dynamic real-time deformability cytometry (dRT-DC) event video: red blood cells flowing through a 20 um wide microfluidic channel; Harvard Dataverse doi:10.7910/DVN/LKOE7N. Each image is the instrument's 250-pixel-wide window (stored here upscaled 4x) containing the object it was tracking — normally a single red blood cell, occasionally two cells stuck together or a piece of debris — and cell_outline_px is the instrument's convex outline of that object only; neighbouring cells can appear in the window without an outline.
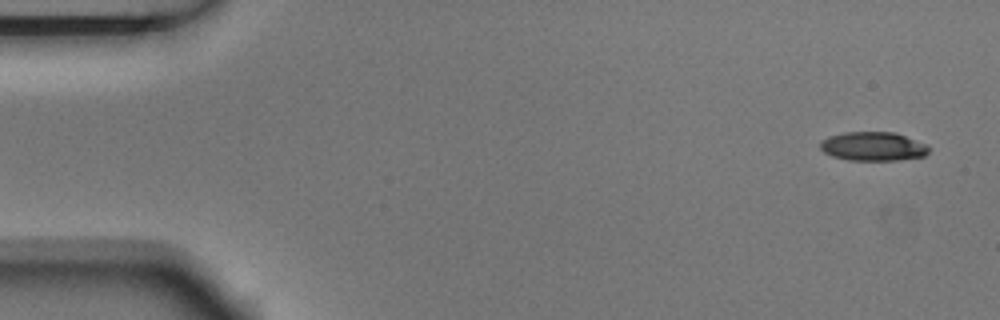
{"species": "Egyptian fruit bat (a non-hibernating species)", "species_latin": "Rousettus aegyptiacus", "temperature_condition": "room temperature", "stored_images_in_passage": 5, "camera_frame_rate_fps": 3000, "um_per_image_px": 0.085, "animal": {"sex": "male"}, "frame": {"image": 1, "passage_image": 1, "time_ms": 0.0, "image_size_px": [1000, 320], "cell_outline_px": [[928, 152], [924, 156], [900, 160], [848, 160], [832, 156], [824, 152], [820, 148], [820, 140], [828, 136], [844, 132], [896, 132], [928, 144]], "centroid_in_image_um": [74.21, 12.43], "position_along_channel_um": 10.8, "area_um2": 18.5}}
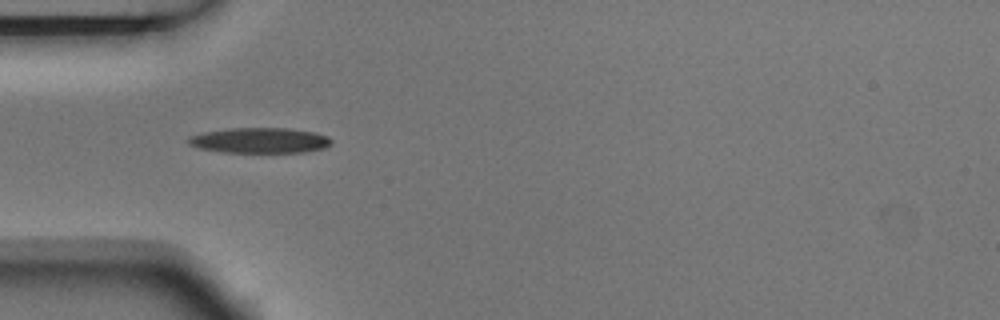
{"frame": {"image": 2, "passage_image": 5, "time_ms": 1.333, "image_size_px": [1000, 320], "cell_outline_px": [[332, 144], [324, 148], [304, 152], [224, 152], [200, 148], [188, 144], [188, 140], [192, 136], [204, 132], [232, 128], [288, 128], [316, 132], [328, 136], [332, 140]], "centroid_in_image_um": [22.15, 11.93], "position_along_channel_um": 62.8, "area_um2": 21.04}}